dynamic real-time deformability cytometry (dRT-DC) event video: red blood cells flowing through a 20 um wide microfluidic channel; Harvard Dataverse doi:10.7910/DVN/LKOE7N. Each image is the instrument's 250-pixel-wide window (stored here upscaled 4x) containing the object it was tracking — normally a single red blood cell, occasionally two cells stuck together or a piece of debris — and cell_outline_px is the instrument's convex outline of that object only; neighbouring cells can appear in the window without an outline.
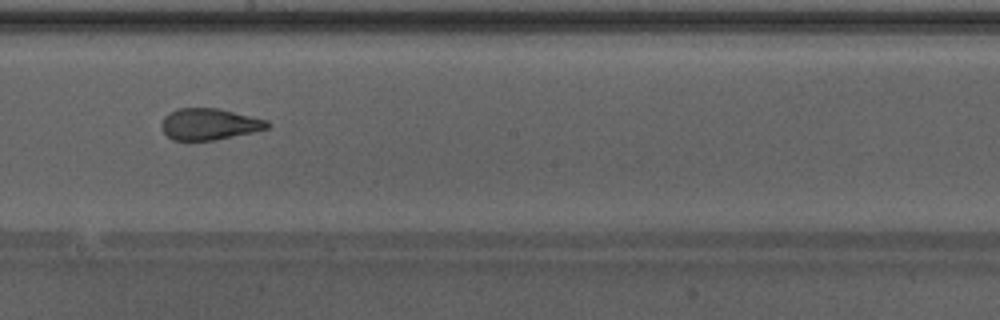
{"species": "Egyptian fruit bat (a non-hibernating species)", "species_latin": "Rousettus aegyptiacus", "temperature_condition": "warm", "stored_images_in_passage": 49, "camera_frame_rate_fps": 3000, "um_per_image_px": 0.085, "animal": {"sex": "male"}, "frame": {"image": 1, "passage_image": 28, "time_ms": 9.0, "image_size_px": [1000, 320], "cell_outline_px": [[272, 124], [268, 128], [252, 132], [212, 140], [172, 140], [160, 128], [160, 124], [164, 116], [168, 112], [176, 108], [216, 108], [268, 120]], "centroid_in_image_um": [17.75, 10.54], "position_along_channel_um": 230.5, "area_um2": 19.36}, "authors_computed_cell_mechanics": {"area_um2": 22.0218, "velocity_mm_per_s": 4.2977, "shape_relaxation_time_tau1_ms": null, "shape_relaxation_time_tau2_ms": 1.0296, "deformation_change_tau1": null, "deformation_change_tau2": 0.0818}}